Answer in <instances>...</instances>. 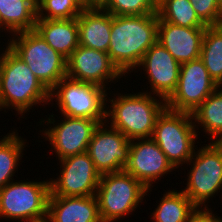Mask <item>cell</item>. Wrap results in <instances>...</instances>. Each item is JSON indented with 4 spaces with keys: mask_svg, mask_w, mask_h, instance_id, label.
I'll return each mask as SVG.
<instances>
[{
    "mask_svg": "<svg viewBox=\"0 0 222 222\" xmlns=\"http://www.w3.org/2000/svg\"><path fill=\"white\" fill-rule=\"evenodd\" d=\"M157 28L158 13L140 16L111 15L107 53L125 77L126 73L129 74L138 67L144 54L157 41Z\"/></svg>",
    "mask_w": 222,
    "mask_h": 222,
    "instance_id": "obj_1",
    "label": "cell"
},
{
    "mask_svg": "<svg viewBox=\"0 0 222 222\" xmlns=\"http://www.w3.org/2000/svg\"><path fill=\"white\" fill-rule=\"evenodd\" d=\"M0 60V111L14 109L24 115L33 106L47 105L50 91L8 46ZM43 103V104H42ZM11 107V108H10Z\"/></svg>",
    "mask_w": 222,
    "mask_h": 222,
    "instance_id": "obj_2",
    "label": "cell"
},
{
    "mask_svg": "<svg viewBox=\"0 0 222 222\" xmlns=\"http://www.w3.org/2000/svg\"><path fill=\"white\" fill-rule=\"evenodd\" d=\"M123 94H114L111 99L106 97V103L111 102V105L106 104L105 122L130 141L151 138L156 119L166 108V101L147 92Z\"/></svg>",
    "mask_w": 222,
    "mask_h": 222,
    "instance_id": "obj_3",
    "label": "cell"
},
{
    "mask_svg": "<svg viewBox=\"0 0 222 222\" xmlns=\"http://www.w3.org/2000/svg\"><path fill=\"white\" fill-rule=\"evenodd\" d=\"M151 190L124 170L102 174L96 192L101 221L124 219L141 206L140 203Z\"/></svg>",
    "mask_w": 222,
    "mask_h": 222,
    "instance_id": "obj_4",
    "label": "cell"
},
{
    "mask_svg": "<svg viewBox=\"0 0 222 222\" xmlns=\"http://www.w3.org/2000/svg\"><path fill=\"white\" fill-rule=\"evenodd\" d=\"M11 36L7 46L49 91L66 77L67 59L50 47L35 29Z\"/></svg>",
    "mask_w": 222,
    "mask_h": 222,
    "instance_id": "obj_5",
    "label": "cell"
},
{
    "mask_svg": "<svg viewBox=\"0 0 222 222\" xmlns=\"http://www.w3.org/2000/svg\"><path fill=\"white\" fill-rule=\"evenodd\" d=\"M196 130L191 113L165 108L157 117L152 139L157 143L175 170L187 164L195 151Z\"/></svg>",
    "mask_w": 222,
    "mask_h": 222,
    "instance_id": "obj_6",
    "label": "cell"
},
{
    "mask_svg": "<svg viewBox=\"0 0 222 222\" xmlns=\"http://www.w3.org/2000/svg\"><path fill=\"white\" fill-rule=\"evenodd\" d=\"M11 181L0 189V217L21 222H46L50 181Z\"/></svg>",
    "mask_w": 222,
    "mask_h": 222,
    "instance_id": "obj_7",
    "label": "cell"
},
{
    "mask_svg": "<svg viewBox=\"0 0 222 222\" xmlns=\"http://www.w3.org/2000/svg\"><path fill=\"white\" fill-rule=\"evenodd\" d=\"M207 143L199 150L195 148L187 163L192 168L187 174L186 187L182 189L197 208L204 209L209 208L206 202L222 190V142Z\"/></svg>",
    "mask_w": 222,
    "mask_h": 222,
    "instance_id": "obj_8",
    "label": "cell"
},
{
    "mask_svg": "<svg viewBox=\"0 0 222 222\" xmlns=\"http://www.w3.org/2000/svg\"><path fill=\"white\" fill-rule=\"evenodd\" d=\"M107 95V89L101 86L66 76L50 91V102L56 99L63 116L91 118L103 123Z\"/></svg>",
    "mask_w": 222,
    "mask_h": 222,
    "instance_id": "obj_9",
    "label": "cell"
},
{
    "mask_svg": "<svg viewBox=\"0 0 222 222\" xmlns=\"http://www.w3.org/2000/svg\"><path fill=\"white\" fill-rule=\"evenodd\" d=\"M62 119L56 122L54 116L49 115L38 122L40 126L47 123L45 126L48 128L42 130L41 136L50 143L51 152H55L58 160L87 152L88 144L99 122L91 118L71 116H63Z\"/></svg>",
    "mask_w": 222,
    "mask_h": 222,
    "instance_id": "obj_10",
    "label": "cell"
},
{
    "mask_svg": "<svg viewBox=\"0 0 222 222\" xmlns=\"http://www.w3.org/2000/svg\"><path fill=\"white\" fill-rule=\"evenodd\" d=\"M218 87L200 58L180 64L178 85L166 108L192 114Z\"/></svg>",
    "mask_w": 222,
    "mask_h": 222,
    "instance_id": "obj_11",
    "label": "cell"
},
{
    "mask_svg": "<svg viewBox=\"0 0 222 222\" xmlns=\"http://www.w3.org/2000/svg\"><path fill=\"white\" fill-rule=\"evenodd\" d=\"M60 175L50 178V196L96 195L101 174L87 152L59 160Z\"/></svg>",
    "mask_w": 222,
    "mask_h": 222,
    "instance_id": "obj_12",
    "label": "cell"
},
{
    "mask_svg": "<svg viewBox=\"0 0 222 222\" xmlns=\"http://www.w3.org/2000/svg\"><path fill=\"white\" fill-rule=\"evenodd\" d=\"M130 140L119 130L99 123L88 144L87 153L102 175L123 171L128 163Z\"/></svg>",
    "mask_w": 222,
    "mask_h": 222,
    "instance_id": "obj_13",
    "label": "cell"
},
{
    "mask_svg": "<svg viewBox=\"0 0 222 222\" xmlns=\"http://www.w3.org/2000/svg\"><path fill=\"white\" fill-rule=\"evenodd\" d=\"M66 76L103 88L114 83L123 74L113 64L108 53L79 45L67 58Z\"/></svg>",
    "mask_w": 222,
    "mask_h": 222,
    "instance_id": "obj_14",
    "label": "cell"
},
{
    "mask_svg": "<svg viewBox=\"0 0 222 222\" xmlns=\"http://www.w3.org/2000/svg\"><path fill=\"white\" fill-rule=\"evenodd\" d=\"M166 155L152 138L130 141L128 163L124 171L133 175L147 189L157 184L160 177L174 171ZM165 174V175H164Z\"/></svg>",
    "mask_w": 222,
    "mask_h": 222,
    "instance_id": "obj_15",
    "label": "cell"
},
{
    "mask_svg": "<svg viewBox=\"0 0 222 222\" xmlns=\"http://www.w3.org/2000/svg\"><path fill=\"white\" fill-rule=\"evenodd\" d=\"M139 68L146 72L151 85L149 92H143L167 101L175 92L180 75V64L171 53L156 41L144 54L137 69Z\"/></svg>",
    "mask_w": 222,
    "mask_h": 222,
    "instance_id": "obj_16",
    "label": "cell"
},
{
    "mask_svg": "<svg viewBox=\"0 0 222 222\" xmlns=\"http://www.w3.org/2000/svg\"><path fill=\"white\" fill-rule=\"evenodd\" d=\"M206 27H182L158 16L157 41L183 64L200 58Z\"/></svg>",
    "mask_w": 222,
    "mask_h": 222,
    "instance_id": "obj_17",
    "label": "cell"
},
{
    "mask_svg": "<svg viewBox=\"0 0 222 222\" xmlns=\"http://www.w3.org/2000/svg\"><path fill=\"white\" fill-rule=\"evenodd\" d=\"M46 222H102L96 195L49 196Z\"/></svg>",
    "mask_w": 222,
    "mask_h": 222,
    "instance_id": "obj_18",
    "label": "cell"
},
{
    "mask_svg": "<svg viewBox=\"0 0 222 222\" xmlns=\"http://www.w3.org/2000/svg\"><path fill=\"white\" fill-rule=\"evenodd\" d=\"M79 45L108 52L111 33V14L98 5L84 8L77 17Z\"/></svg>",
    "mask_w": 222,
    "mask_h": 222,
    "instance_id": "obj_19",
    "label": "cell"
},
{
    "mask_svg": "<svg viewBox=\"0 0 222 222\" xmlns=\"http://www.w3.org/2000/svg\"><path fill=\"white\" fill-rule=\"evenodd\" d=\"M35 30L66 59L79 46L77 18L37 19Z\"/></svg>",
    "mask_w": 222,
    "mask_h": 222,
    "instance_id": "obj_20",
    "label": "cell"
},
{
    "mask_svg": "<svg viewBox=\"0 0 222 222\" xmlns=\"http://www.w3.org/2000/svg\"><path fill=\"white\" fill-rule=\"evenodd\" d=\"M36 21V0H0V32L14 35L34 30Z\"/></svg>",
    "mask_w": 222,
    "mask_h": 222,
    "instance_id": "obj_21",
    "label": "cell"
},
{
    "mask_svg": "<svg viewBox=\"0 0 222 222\" xmlns=\"http://www.w3.org/2000/svg\"><path fill=\"white\" fill-rule=\"evenodd\" d=\"M196 130L203 128L208 139L222 142V88L218 87L191 114ZM198 124V125H196Z\"/></svg>",
    "mask_w": 222,
    "mask_h": 222,
    "instance_id": "obj_22",
    "label": "cell"
},
{
    "mask_svg": "<svg viewBox=\"0 0 222 222\" xmlns=\"http://www.w3.org/2000/svg\"><path fill=\"white\" fill-rule=\"evenodd\" d=\"M198 208L182 190H168L151 214L154 222H187Z\"/></svg>",
    "mask_w": 222,
    "mask_h": 222,
    "instance_id": "obj_23",
    "label": "cell"
},
{
    "mask_svg": "<svg viewBox=\"0 0 222 222\" xmlns=\"http://www.w3.org/2000/svg\"><path fill=\"white\" fill-rule=\"evenodd\" d=\"M25 141L26 139L18 136L15 129L0 138V189L14 181L13 177L16 176L14 174L24 154L22 152L27 146Z\"/></svg>",
    "mask_w": 222,
    "mask_h": 222,
    "instance_id": "obj_24",
    "label": "cell"
},
{
    "mask_svg": "<svg viewBox=\"0 0 222 222\" xmlns=\"http://www.w3.org/2000/svg\"><path fill=\"white\" fill-rule=\"evenodd\" d=\"M200 59L210 77L219 87H222V25L206 27Z\"/></svg>",
    "mask_w": 222,
    "mask_h": 222,
    "instance_id": "obj_25",
    "label": "cell"
},
{
    "mask_svg": "<svg viewBox=\"0 0 222 222\" xmlns=\"http://www.w3.org/2000/svg\"><path fill=\"white\" fill-rule=\"evenodd\" d=\"M158 16L182 27H207L197 16L189 0H158Z\"/></svg>",
    "mask_w": 222,
    "mask_h": 222,
    "instance_id": "obj_26",
    "label": "cell"
},
{
    "mask_svg": "<svg viewBox=\"0 0 222 222\" xmlns=\"http://www.w3.org/2000/svg\"><path fill=\"white\" fill-rule=\"evenodd\" d=\"M98 6L111 15L140 16L157 13L158 0H102Z\"/></svg>",
    "mask_w": 222,
    "mask_h": 222,
    "instance_id": "obj_27",
    "label": "cell"
},
{
    "mask_svg": "<svg viewBox=\"0 0 222 222\" xmlns=\"http://www.w3.org/2000/svg\"><path fill=\"white\" fill-rule=\"evenodd\" d=\"M37 19H73L84 9L76 0H37Z\"/></svg>",
    "mask_w": 222,
    "mask_h": 222,
    "instance_id": "obj_28",
    "label": "cell"
},
{
    "mask_svg": "<svg viewBox=\"0 0 222 222\" xmlns=\"http://www.w3.org/2000/svg\"><path fill=\"white\" fill-rule=\"evenodd\" d=\"M199 19L206 26L222 25V7L217 0H189Z\"/></svg>",
    "mask_w": 222,
    "mask_h": 222,
    "instance_id": "obj_29",
    "label": "cell"
},
{
    "mask_svg": "<svg viewBox=\"0 0 222 222\" xmlns=\"http://www.w3.org/2000/svg\"><path fill=\"white\" fill-rule=\"evenodd\" d=\"M211 208H198L187 222H220Z\"/></svg>",
    "mask_w": 222,
    "mask_h": 222,
    "instance_id": "obj_30",
    "label": "cell"
},
{
    "mask_svg": "<svg viewBox=\"0 0 222 222\" xmlns=\"http://www.w3.org/2000/svg\"><path fill=\"white\" fill-rule=\"evenodd\" d=\"M83 8H90L95 6L91 0H76Z\"/></svg>",
    "mask_w": 222,
    "mask_h": 222,
    "instance_id": "obj_31",
    "label": "cell"
},
{
    "mask_svg": "<svg viewBox=\"0 0 222 222\" xmlns=\"http://www.w3.org/2000/svg\"><path fill=\"white\" fill-rule=\"evenodd\" d=\"M95 5H98L102 0H91Z\"/></svg>",
    "mask_w": 222,
    "mask_h": 222,
    "instance_id": "obj_32",
    "label": "cell"
},
{
    "mask_svg": "<svg viewBox=\"0 0 222 222\" xmlns=\"http://www.w3.org/2000/svg\"><path fill=\"white\" fill-rule=\"evenodd\" d=\"M222 191V190H221ZM222 196V195H221ZM216 218L220 221V222H222V217L220 218V216L218 217L217 215H216Z\"/></svg>",
    "mask_w": 222,
    "mask_h": 222,
    "instance_id": "obj_33",
    "label": "cell"
},
{
    "mask_svg": "<svg viewBox=\"0 0 222 222\" xmlns=\"http://www.w3.org/2000/svg\"><path fill=\"white\" fill-rule=\"evenodd\" d=\"M217 2H218L219 5L222 7V0H217Z\"/></svg>",
    "mask_w": 222,
    "mask_h": 222,
    "instance_id": "obj_34",
    "label": "cell"
}]
</instances>
